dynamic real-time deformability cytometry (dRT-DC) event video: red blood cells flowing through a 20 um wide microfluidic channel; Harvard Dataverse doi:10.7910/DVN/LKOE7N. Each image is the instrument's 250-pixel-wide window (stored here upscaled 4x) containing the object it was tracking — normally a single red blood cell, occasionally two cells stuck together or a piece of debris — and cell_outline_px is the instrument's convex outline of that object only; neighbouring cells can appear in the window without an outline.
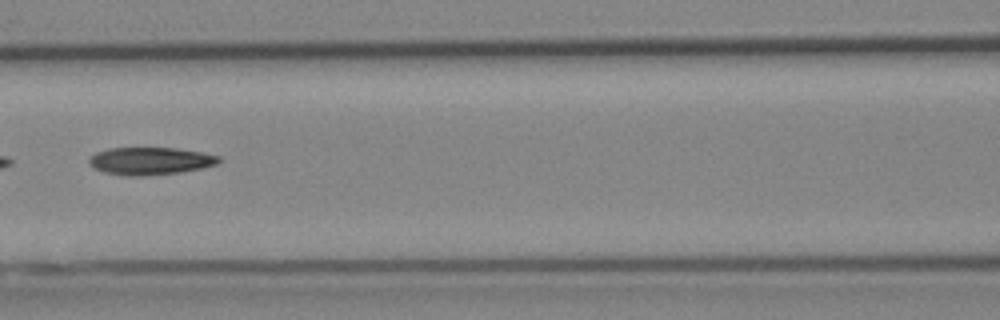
{"species": "Egyptian fruit bat (a non-hibernating species)", "species_latin": "Rousettus aegyptiacus", "temperature_condition": "cold", "stored_images_in_passage": 51, "segment_of_instrument_passage": [2, 2], "camera_frame_rate_fps": 3000, "um_per_image_px": 0.085, "animal": {"sex": "female"}, "frame": {"image": 1, "passage_image": 23, "time_ms": 7.333, "image_size_px": [1000, 320], "cell_outline_px": [[220, 160], [216, 164], [204, 168], [180, 172], [140, 176], [128, 176], [104, 172], [88, 164], [88, 160], [96, 152], [108, 148], [176, 148], [204, 152], [220, 156]], "centroid_in_image_um": [12.79, 13.68], "position_along_channel_um": 153.8, "area_um2": 20.81}}
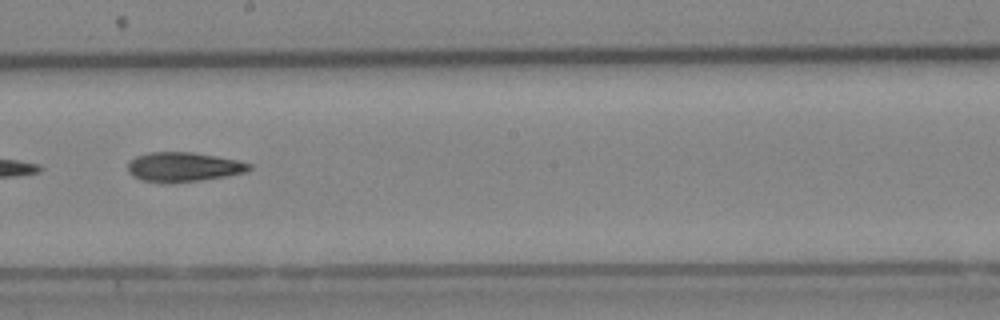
{"frame": {"image": 2, "passage_image": 29, "time_ms": 9.333, "image_size_px": [1000, 320], "cell_outline_px": [[252, 168], [248, 172], [228, 176], [200, 180], [168, 184], [140, 180], [132, 176], [128, 172], [128, 160], [136, 156], [148, 152], [192, 152], [216, 156], [236, 160], [252, 164]], "centroid_in_image_um": [15.57, 14.2], "position_along_channel_um": 232.6, "area_um2": 21.21}}
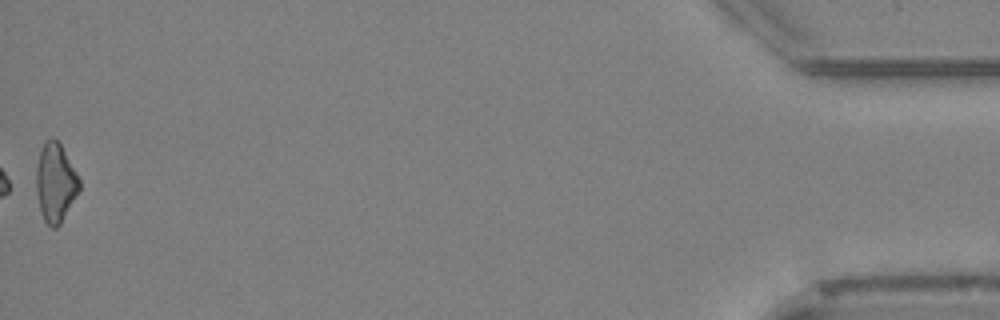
{"frame": {"image": 3, "passage_image": 51, "time_ms": 16.667, "image_size_px": [1000, 320], "cell_outline_px": [[80, 188], [60, 224], [56, 228], [52, 228], [44, 220], [40, 208], [36, 192], [36, 168], [40, 148], [44, 140], [52, 136], [60, 144], [76, 172], [80, 180]], "centroid_in_image_um": [4.69, 15.49], "position_along_channel_um": 430.5, "area_um2": 19.65}}